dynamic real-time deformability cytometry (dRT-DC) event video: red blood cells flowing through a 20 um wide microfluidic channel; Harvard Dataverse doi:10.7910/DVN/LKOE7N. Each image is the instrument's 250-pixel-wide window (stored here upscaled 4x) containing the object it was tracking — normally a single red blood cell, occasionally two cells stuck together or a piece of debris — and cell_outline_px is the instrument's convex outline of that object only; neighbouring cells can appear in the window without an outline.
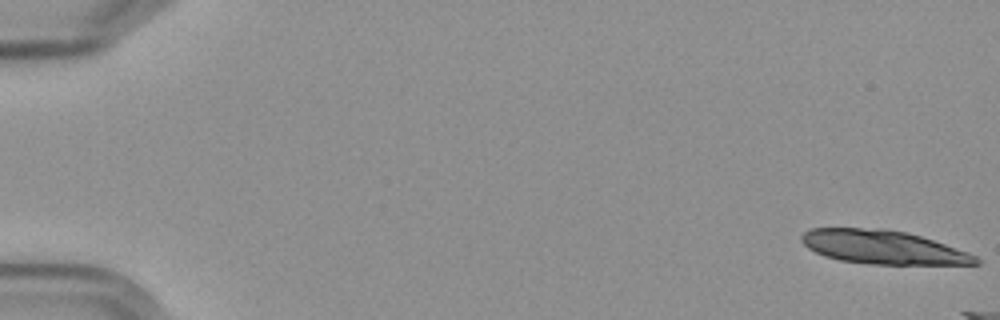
{"species": "Egyptian fruit bat (a non-hibernating species)", "species_latin": "Rousettus aegyptiacus", "temperature_condition": "cold", "stored_images_in_passage": 2, "segment_of_instrument_passage": [2, 2], "camera_frame_rate_fps": 3000, "um_per_image_px": 0.085, "frame": {"image": 1, "passage_image": 2, "time_ms": 1.0, "image_size_px": [1000, 320], "cell_outline_px": [[980, 264], [872, 264], [840, 260], [824, 256], [808, 248], [800, 240], [800, 236], [804, 232], [812, 228], [884, 228], [908, 232], [968, 252], [976, 256], [980, 260]], "centroid_in_image_um": [75.03, 21.0], "position_along_channel_um": 10.0, "area_um2": 34.04}}